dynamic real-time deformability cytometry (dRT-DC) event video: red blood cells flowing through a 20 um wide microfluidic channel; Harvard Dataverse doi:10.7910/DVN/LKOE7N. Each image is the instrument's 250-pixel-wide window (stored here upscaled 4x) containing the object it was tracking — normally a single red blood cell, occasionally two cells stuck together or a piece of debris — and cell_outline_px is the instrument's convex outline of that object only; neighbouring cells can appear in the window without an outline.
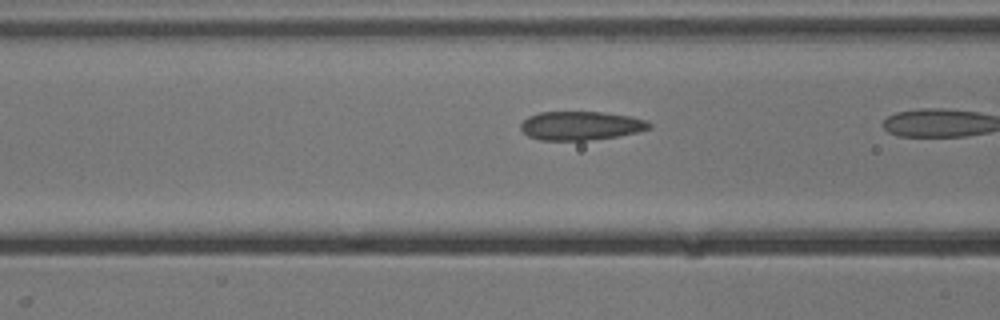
{"species": "common noctule bat (a hibernating species)", "species_latin": "Nyctalus noctula", "temperature_condition": "cold", "stored_images_in_passage": 10, "camera_frame_rate_fps": 3000, "um_per_image_px": 0.085, "animal": {"sex": "male", "body_mass_g": 13.3}, "frame": {"image": 1, "passage_image": 6, "time_ms": 1.667, "image_size_px": [1000, 320], "cell_outline_px": [[652, 128], [636, 132], [616, 136], [588, 140], [540, 140], [528, 136], [520, 128], [520, 124], [528, 116], [540, 112], [604, 112], [632, 116], [648, 120], [652, 124]], "centroid_in_image_um": [49.39, 10.67], "position_along_channel_um": 117.2, "area_um2": 21.62}}
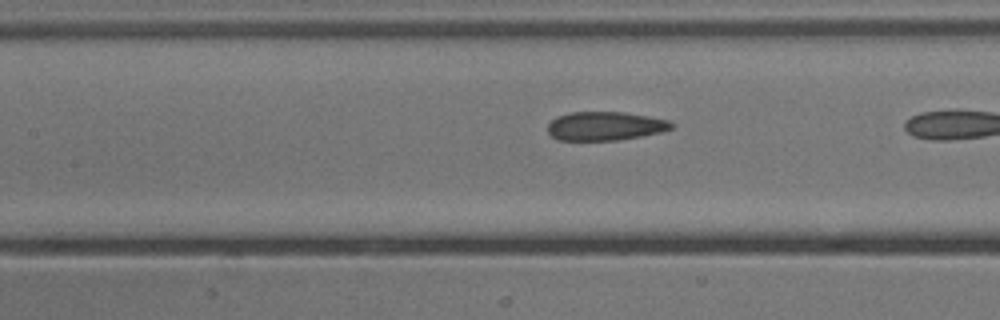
{"frame": {"image": 2, "passage_image": 9, "time_ms": 2.667, "image_size_px": [1000, 320], "cell_outline_px": [[676, 124], [672, 128], [660, 132], [640, 136], [616, 140], [556, 140], [548, 132], [548, 124], [556, 116], [568, 112], [624, 112], [648, 116], [668, 120]], "centroid_in_image_um": [51.42, 10.7], "position_along_channel_um": 156.0, "area_um2": 20.75}}